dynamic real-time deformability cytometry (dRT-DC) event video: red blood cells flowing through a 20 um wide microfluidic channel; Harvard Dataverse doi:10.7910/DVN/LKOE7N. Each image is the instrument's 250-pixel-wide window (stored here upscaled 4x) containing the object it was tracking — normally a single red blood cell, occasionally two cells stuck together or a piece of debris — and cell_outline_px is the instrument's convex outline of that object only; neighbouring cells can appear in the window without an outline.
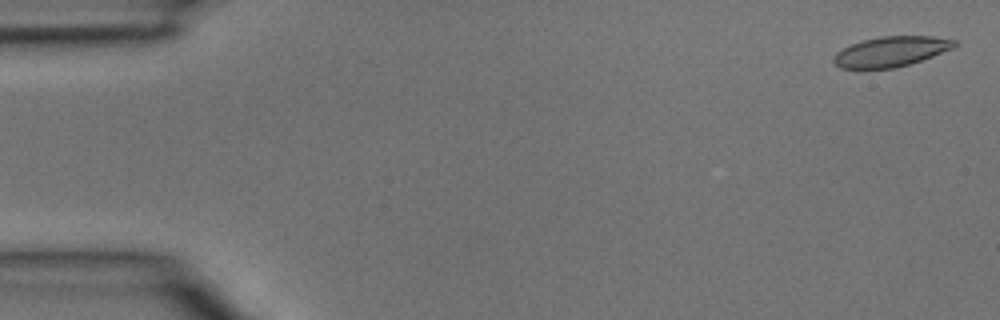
{"species": "common noctule bat (a hibernating species)", "species_latin": "Nyctalus noctula", "temperature_condition": "room temperature", "stored_images_in_passage": 3, "camera_frame_rate_fps": 3000, "um_per_image_px": 0.085, "animal": {"sex": "male", "body_mass_g": 15.6}, "frame": {"image": 1, "passage_image": 1, "time_ms": 0.0, "image_size_px": [1000, 320], "cell_outline_px": [[956, 44], [952, 48], [932, 56], [896, 68], [840, 68], [832, 60], [836, 52], [852, 44], [864, 40], [880, 36], [932, 36], [956, 40]], "centroid_in_image_um": [75.72, 4.38], "position_along_channel_um": 9.3, "area_um2": 20.87}}
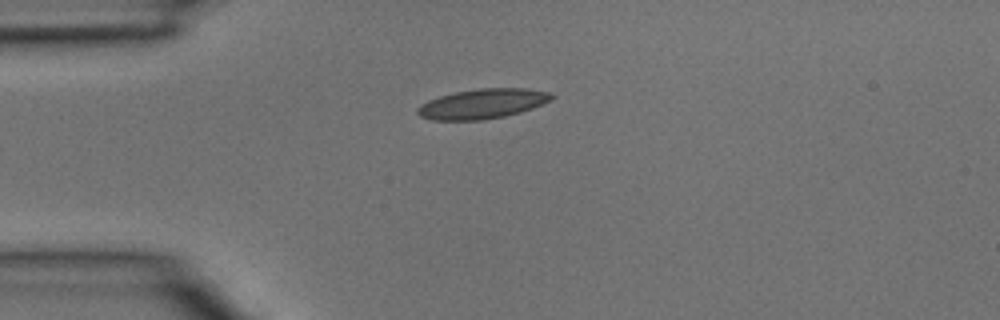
{"frame": {"image": 2, "passage_image": 3, "time_ms": 0.667, "image_size_px": [1000, 320], "cell_outline_px": [[556, 96], [552, 100], [532, 108], [520, 112], [504, 116], [480, 120], [432, 120], [420, 116], [416, 112], [416, 108], [420, 104], [428, 100], [440, 96], [456, 92], [480, 88], [524, 88], [552, 92]], "centroid_in_image_um": [41.03, 8.81], "position_along_channel_um": 44.0, "area_um2": 23.35}}